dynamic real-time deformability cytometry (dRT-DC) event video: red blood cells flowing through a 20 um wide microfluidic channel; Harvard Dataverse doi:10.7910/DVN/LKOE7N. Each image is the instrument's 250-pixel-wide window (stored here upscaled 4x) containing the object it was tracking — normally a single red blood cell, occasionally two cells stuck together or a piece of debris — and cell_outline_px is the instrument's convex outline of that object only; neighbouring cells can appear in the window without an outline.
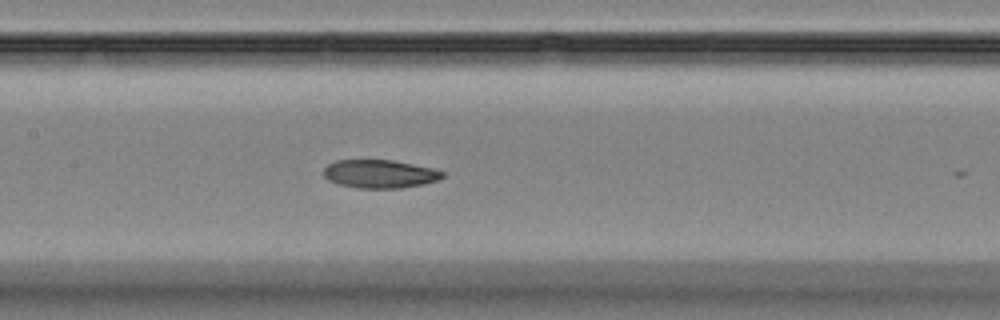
{"species": "Egyptian fruit bat (a non-hibernating species)", "species_latin": "Rousettus aegyptiacus", "temperature_condition": "room temperature", "stored_images_in_passage": 26, "camera_frame_rate_fps": 3000, "um_per_image_px": 0.085, "animal": {"sex": "female"}, "frame": {"image": 1, "passage_image": 25, "time_ms": 8.0, "image_size_px": [1000, 320], "cell_outline_px": [[444, 176], [440, 180], [424, 184], [400, 188], [360, 188], [340, 184], [328, 180], [324, 176], [324, 168], [328, 164], [336, 160], [392, 160], [432, 168], [444, 172]], "centroid_in_image_um": [32.3, 14.78], "position_along_channel_um": 175.1, "area_um2": 19.54}}